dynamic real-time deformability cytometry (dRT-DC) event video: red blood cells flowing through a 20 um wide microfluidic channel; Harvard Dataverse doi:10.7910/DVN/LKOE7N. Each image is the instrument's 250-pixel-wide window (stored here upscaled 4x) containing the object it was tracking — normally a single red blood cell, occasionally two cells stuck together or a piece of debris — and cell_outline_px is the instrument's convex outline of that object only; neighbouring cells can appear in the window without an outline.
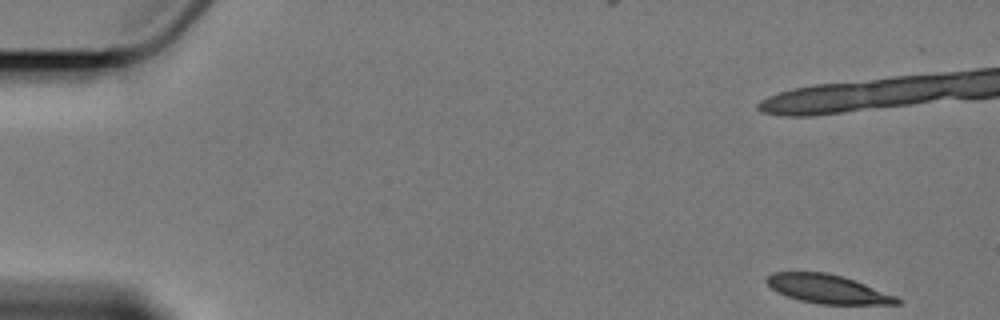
{"species": "Egyptian fruit bat (a non-hibernating species)", "species_latin": "Rousettus aegyptiacus", "temperature_condition": "cold", "stored_images_in_passage": 5, "camera_frame_rate_fps": 3000, "um_per_image_px": 0.085, "animal": {"sex": "female"}, "frame": {"image": 1, "passage_image": 1, "time_ms": 0.0, "image_size_px": [1000, 320], "cell_outline_px": [[904, 304], [820, 304], [800, 300], [776, 292], [764, 280], [764, 276], [772, 272], [828, 272], [864, 284], [896, 296], [904, 300]], "centroid_in_image_um": [70.33, 24.57], "position_along_channel_um": 14.7, "area_um2": 21.79}}